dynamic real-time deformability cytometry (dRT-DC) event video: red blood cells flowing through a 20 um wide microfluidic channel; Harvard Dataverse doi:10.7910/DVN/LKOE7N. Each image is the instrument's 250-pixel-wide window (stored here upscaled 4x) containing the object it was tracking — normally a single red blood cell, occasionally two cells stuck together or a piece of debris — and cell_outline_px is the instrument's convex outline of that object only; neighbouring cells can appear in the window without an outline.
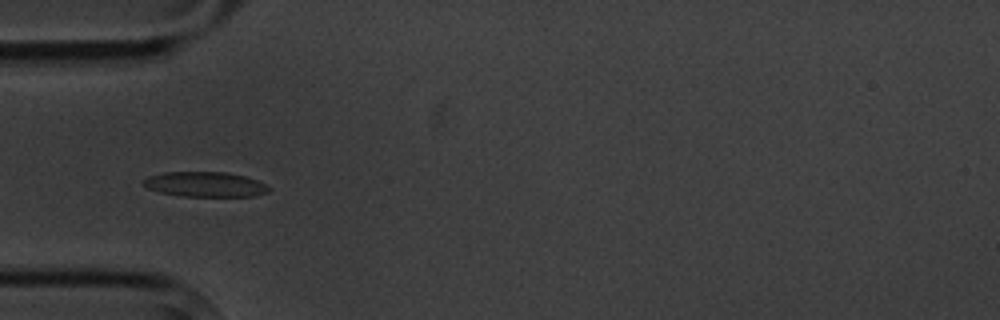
{"species": "common noctule bat (a hibernating species)", "species_latin": "Nyctalus noctula", "temperature_condition": "cold", "stored_images_in_passage": 6, "camera_frame_rate_fps": 3000, "um_per_image_px": 0.085, "animal": {"sex": "male", "body_mass_g": 20.1, "forearm_length_mm": 53.5}, "frame": {"image": 1, "passage_image": 4, "time_ms": 3.667, "image_size_px": [1000, 320], "cell_outline_px": [[268, 192], [256, 196], [180, 196], [160, 192], [148, 188], [144, 184], [144, 180], [148, 176], [164, 172], [224, 172], [244, 176], [256, 180], [264, 184], [268, 188]], "centroid_in_image_um": [17.42, 15.67], "position_along_channel_um": 67.6, "area_um2": 18.03}}
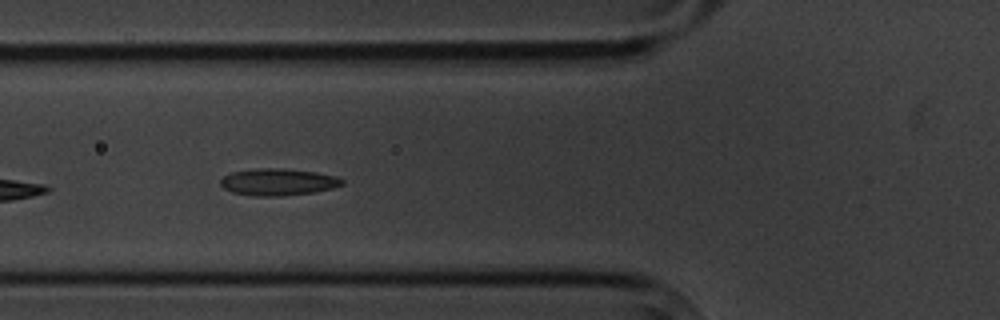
{"frame": {"image": 2, "passage_image": 5, "time_ms": 4.667, "image_size_px": [1000, 320], "cell_outline_px": [[344, 184], [332, 188], [312, 192], [280, 196], [252, 196], [232, 192], [224, 188], [220, 184], [220, 180], [224, 176], [232, 172], [256, 168], [280, 168], [316, 172], [336, 176], [344, 180]], "centroid_in_image_um": [23.62, 15.47], "position_along_channel_um": 102.2, "area_um2": 19.02}}
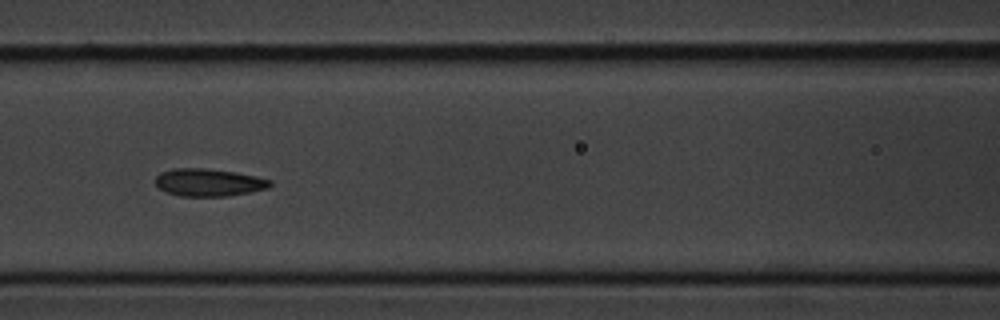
{"frame": {"image": 3, "passage_image": 6, "time_ms": 6.0, "image_size_px": [1000, 320], "cell_outline_px": [[272, 184], [268, 188], [228, 196], [180, 196], [164, 192], [156, 188], [156, 176], [160, 172], [172, 168], [204, 168], [236, 172], [256, 176], [272, 180]], "centroid_in_image_um": [17.7, 15.5], "position_along_channel_um": 148.9, "area_um2": 18.61}}